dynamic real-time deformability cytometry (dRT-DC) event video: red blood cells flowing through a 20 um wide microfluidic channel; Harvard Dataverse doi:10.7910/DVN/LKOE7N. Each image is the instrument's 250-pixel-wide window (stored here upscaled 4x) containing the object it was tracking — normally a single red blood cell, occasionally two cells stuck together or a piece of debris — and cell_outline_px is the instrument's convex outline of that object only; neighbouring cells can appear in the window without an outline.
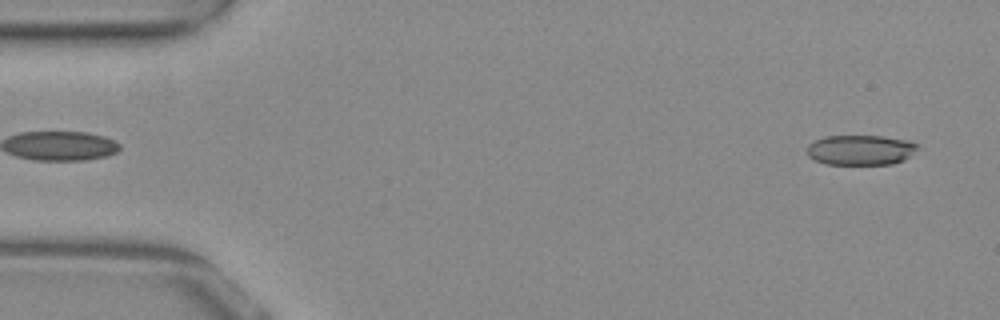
{"species": "common noctule bat (a hibernating species)", "species_latin": "Nyctalus noctula", "temperature_condition": "warm", "stored_images_in_passage": 25, "camera_frame_rate_fps": 3000, "um_per_image_px": 0.085, "animal": {"sex": "female", "body_mass_g": 29.2, "forearm_length_mm": 56.3}, "frame": {"image": 1, "passage_image": 2, "time_ms": 0.333, "image_size_px": [1000, 320], "cell_outline_px": [[916, 148], [904, 160], [892, 164], [824, 164], [808, 156], [808, 144], [824, 136], [884, 136], [912, 140], [916, 144]], "centroid_in_image_um": [73.14, 12.74], "position_along_channel_um": 11.9, "area_um2": 19.31}}
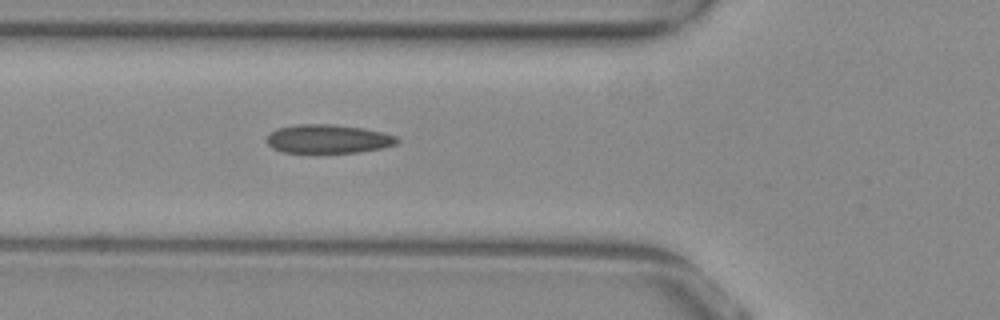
{"frame": {"image": 2, "passage_image": 18, "time_ms": 5.667, "image_size_px": [1000, 320], "cell_outline_px": [[400, 140], [396, 144], [380, 148], [360, 152], [280, 152], [272, 148], [268, 144], [268, 136], [276, 128], [296, 124], [332, 124], [364, 128], [384, 132], [396, 136]], "centroid_in_image_um": [27.9, 11.8], "position_along_channel_um": 97.9, "area_um2": 21.79}}
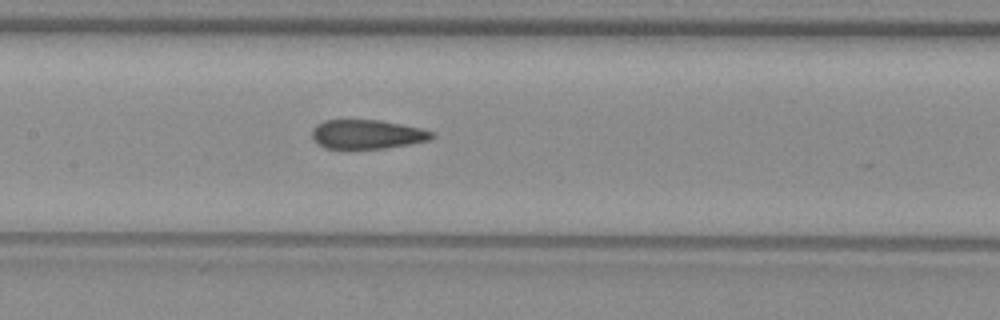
{"frame": {"image": 3, "passage_image": 24, "time_ms": 7.667, "image_size_px": [1000, 320], "cell_outline_px": [[436, 136], [432, 140], [384, 148], [324, 148], [316, 144], [312, 140], [312, 128], [316, 124], [324, 120], [380, 120], [420, 128], [436, 132]], "centroid_in_image_um": [31.2, 11.41], "position_along_channel_um": 176.2, "area_um2": 20.52}}